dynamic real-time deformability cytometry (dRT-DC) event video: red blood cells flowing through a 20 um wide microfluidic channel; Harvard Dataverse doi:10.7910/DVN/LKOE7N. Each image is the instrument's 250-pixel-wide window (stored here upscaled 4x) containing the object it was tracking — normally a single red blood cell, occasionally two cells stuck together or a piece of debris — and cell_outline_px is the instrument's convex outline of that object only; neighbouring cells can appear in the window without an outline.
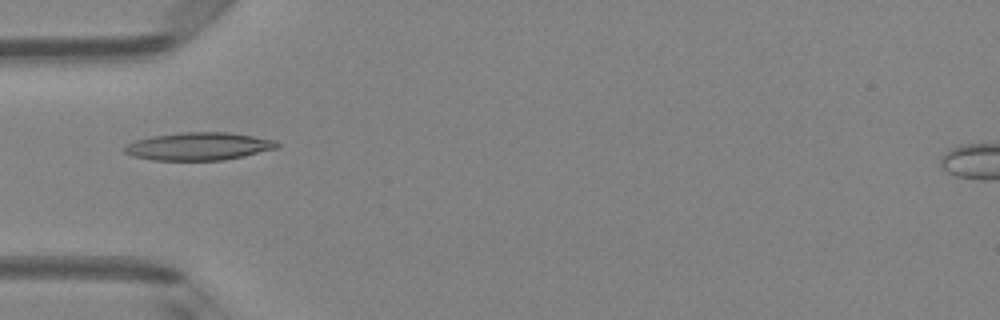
{"species": "Egyptian fruit bat (a non-hibernating species)", "species_latin": "Rousettus aegyptiacus", "temperature_condition": "room temperature", "stored_images_in_passage": 5, "camera_frame_rate_fps": 3000, "um_per_image_px": 0.085, "animal": {"sex": "female"}, "frame": {"image": 1, "passage_image": 4, "time_ms": 1.0, "image_size_px": [1000, 320], "cell_outline_px": [[280, 144], [276, 148], [244, 156], [224, 160], [152, 160], [132, 156], [124, 152], [124, 148], [128, 144], [136, 140], [152, 136], [180, 132], [228, 132], [276, 140]], "centroid_in_image_um": [16.88, 12.43], "position_along_channel_um": 68.1, "area_um2": 24.62}}
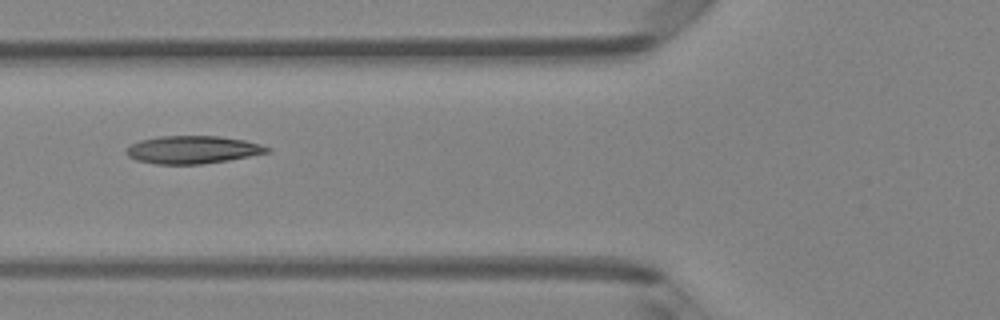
{"frame": {"image": 2, "passage_image": 5, "time_ms": 1.333, "image_size_px": [1000, 320], "cell_outline_px": [[272, 148], [268, 152], [228, 160], [200, 164], [156, 164], [136, 160], [128, 156], [124, 152], [132, 144], [140, 140], [160, 136], [220, 136], [244, 140], [260, 144]], "centroid_in_image_um": [16.36, 12.72], "position_along_channel_um": 109.4, "area_um2": 22.66}}